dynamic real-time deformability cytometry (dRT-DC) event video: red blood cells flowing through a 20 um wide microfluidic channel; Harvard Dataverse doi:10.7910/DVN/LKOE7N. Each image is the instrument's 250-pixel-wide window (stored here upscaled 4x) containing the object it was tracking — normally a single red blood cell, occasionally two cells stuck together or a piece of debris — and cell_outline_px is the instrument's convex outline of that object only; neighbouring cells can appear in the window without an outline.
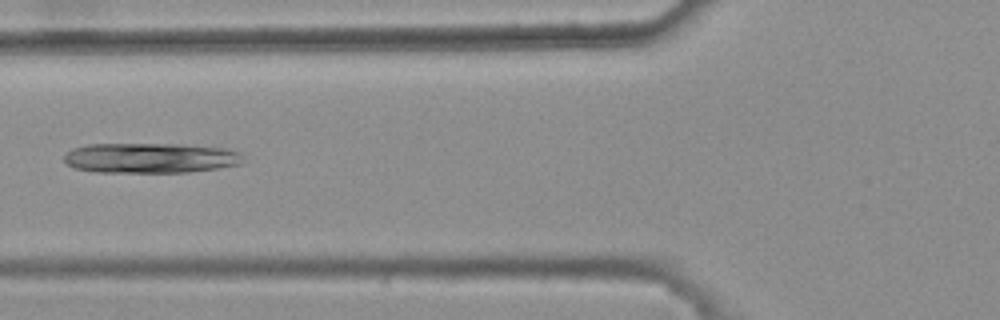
{"species": "common noctule bat (a hibernating species)", "species_latin": "Nyctalus noctula", "temperature_condition": "warm", "stored_images_in_passage": 7, "camera_frame_rate_fps": 3000, "um_per_image_px": 0.085, "animal": {"sex": "female", "body_mass_g": 25.1}, "frame": {"image": 1, "passage_image": 7, "time_ms": 2.0, "image_size_px": [1000, 320], "cell_outline_px": [[244, 156], [240, 164], [216, 168], [188, 172], [96, 172], [76, 168], [64, 164], [64, 156], [72, 148], [88, 144], [176, 144], [224, 148], [240, 152]], "centroid_in_image_um": [12.75, 13.42], "position_along_channel_um": 113.0, "area_um2": 31.44}}